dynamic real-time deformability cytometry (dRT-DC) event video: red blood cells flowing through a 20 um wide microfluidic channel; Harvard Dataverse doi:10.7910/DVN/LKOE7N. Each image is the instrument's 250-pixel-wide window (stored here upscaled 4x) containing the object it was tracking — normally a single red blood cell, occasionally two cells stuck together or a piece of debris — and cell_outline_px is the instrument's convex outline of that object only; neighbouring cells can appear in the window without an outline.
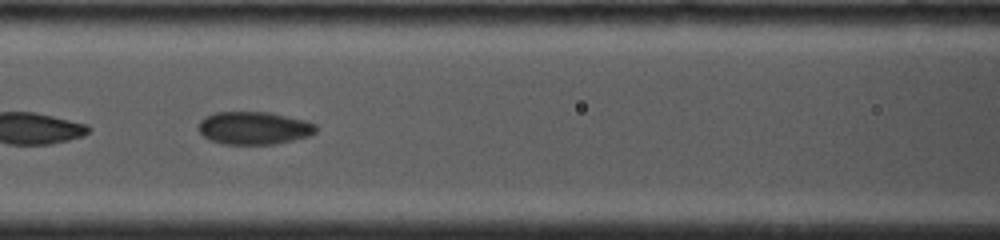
{"species": "common noctule bat (a hibernating species)", "species_latin": "Nyctalus noctula", "temperature_condition": "cold", "stored_images_in_passage": 12, "camera_frame_rate_fps": 4000, "um_per_image_px": 0.085, "animal": {"sex": "female", "body_mass_g": 19.0, "forearm_length_mm": 53.3}, "frame": {"image": 1, "passage_image": 9, "time_ms": 2.25, "image_size_px": [1000, 240], "cell_outline_px": [[316, 132], [308, 136], [276, 144], [224, 144], [212, 140], [204, 136], [196, 128], [200, 120], [204, 116], [216, 112], [268, 112], [304, 120], [316, 124]], "centroid_in_image_um": [21.55, 10.88], "position_along_channel_um": 145.0, "area_um2": 22.43}}